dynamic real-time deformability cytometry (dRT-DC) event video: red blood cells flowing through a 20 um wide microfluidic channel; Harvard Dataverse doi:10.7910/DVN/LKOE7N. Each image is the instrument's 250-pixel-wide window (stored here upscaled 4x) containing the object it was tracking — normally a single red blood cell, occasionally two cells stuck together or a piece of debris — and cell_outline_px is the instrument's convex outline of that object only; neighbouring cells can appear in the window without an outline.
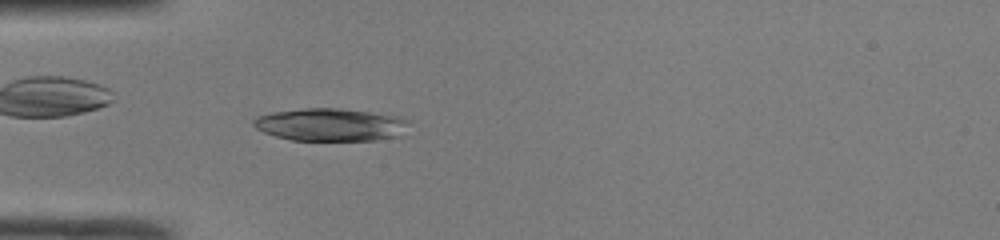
{"species": "common noctule bat (a hibernating species)", "species_latin": "Nyctalus noctula", "temperature_condition": "room temperature", "stored_images_in_passage": 47, "camera_frame_rate_fps": 3000, "um_per_image_px": 0.085, "animal": {"sex": "male", "body_mass_g": 19.0, "forearm_length_mm": 50.8}, "frame": {"image": 1, "passage_image": 14, "time_ms": 4.333, "image_size_px": [1000, 240], "cell_outline_px": [[408, 120], [400, 136], [376, 140], [292, 140], [276, 136], [264, 132], [256, 128], [252, 124], [252, 120], [256, 116], [272, 112], [304, 108], [340, 108], [400, 116]], "centroid_in_image_um": [28.05, 10.59], "position_along_channel_um": 56.9, "area_um2": 29.54}}
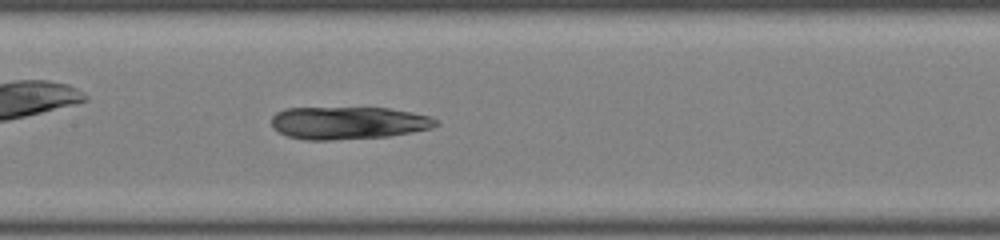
{"frame": {"image": 2, "passage_image": 23, "time_ms": 7.333, "image_size_px": [1000, 240], "cell_outline_px": [[440, 124], [432, 128], [412, 132], [388, 136], [332, 140], [304, 140], [288, 136], [272, 128], [272, 116], [276, 112], [284, 108], [388, 108], [412, 112], [432, 116], [440, 120]], "centroid_in_image_um": [29.64, 10.44], "position_along_channel_um": 177.8, "area_um2": 31.5}}
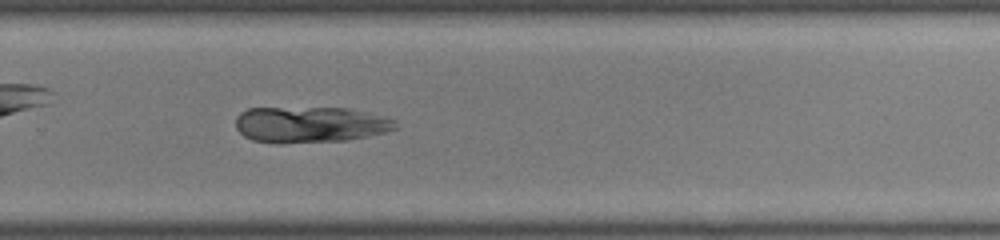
{"frame": {"image": 3, "passage_image": 32, "time_ms": 10.333, "image_size_px": [1000, 240], "cell_outline_px": [[400, 128], [388, 132], [348, 140], [280, 144], [252, 140], [244, 136], [236, 128], [236, 116], [240, 112], [248, 108], [348, 108], [396, 120], [400, 124]], "centroid_in_image_um": [26.38, 10.6], "position_along_channel_um": 303.4, "area_um2": 33.93}}